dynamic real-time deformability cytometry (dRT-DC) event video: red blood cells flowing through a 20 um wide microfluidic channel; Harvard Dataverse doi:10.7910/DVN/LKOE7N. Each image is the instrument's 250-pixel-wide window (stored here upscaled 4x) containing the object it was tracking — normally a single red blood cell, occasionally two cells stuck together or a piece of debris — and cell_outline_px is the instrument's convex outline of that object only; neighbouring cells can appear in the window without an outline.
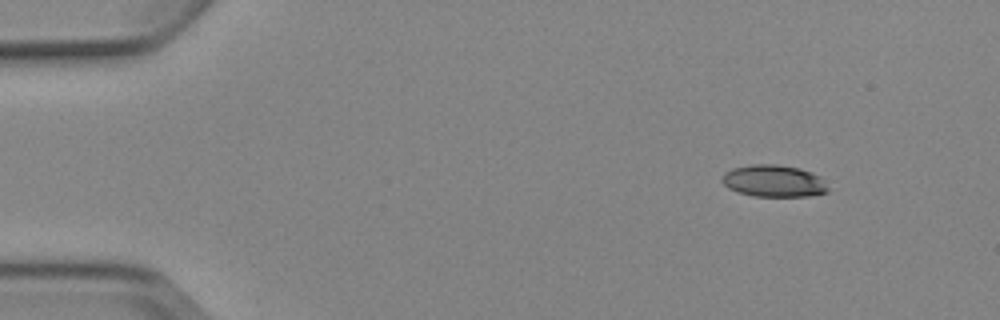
{"species": "Egyptian fruit bat (a non-hibernating species)", "species_latin": "Rousettus aegyptiacus", "temperature_condition": "cold", "stored_images_in_passage": 6, "camera_frame_rate_fps": 3000, "um_per_image_px": 0.085, "animal": {"sex": "female"}, "frame": {"image": 1, "passage_image": 1, "time_ms": 0.0, "image_size_px": [1000, 320], "cell_outline_px": [[828, 192], [808, 196], [752, 196], [736, 192], [728, 188], [720, 180], [724, 172], [732, 168], [752, 164], [776, 164], [800, 168], [812, 172], [820, 176], [824, 180], [828, 188]], "centroid_in_image_um": [65.75, 15.38], "position_along_channel_um": 19.2, "area_um2": 20.0}}
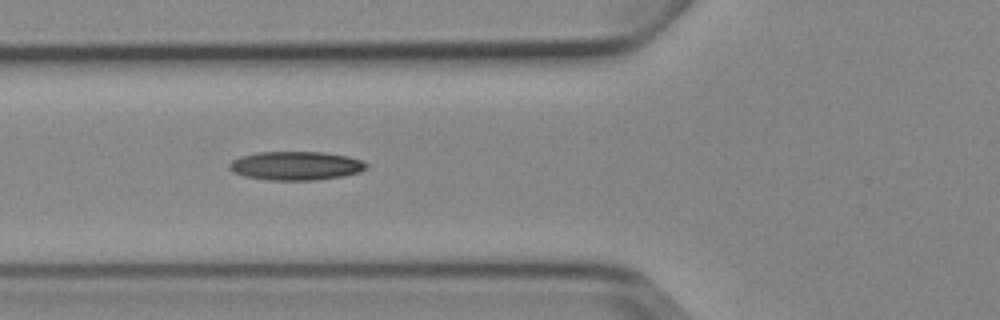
{"frame": {"image": 2, "passage_image": 5, "time_ms": 4.667, "image_size_px": [1000, 320], "cell_outline_px": [[368, 168], [360, 172], [340, 176], [312, 180], [268, 180], [244, 176], [228, 168], [228, 164], [232, 160], [240, 156], [256, 152], [324, 152], [348, 156], [360, 160], [368, 164]], "centroid_in_image_um": [25.14, 14.08], "position_along_channel_um": 100.7, "area_um2": 22.89}}
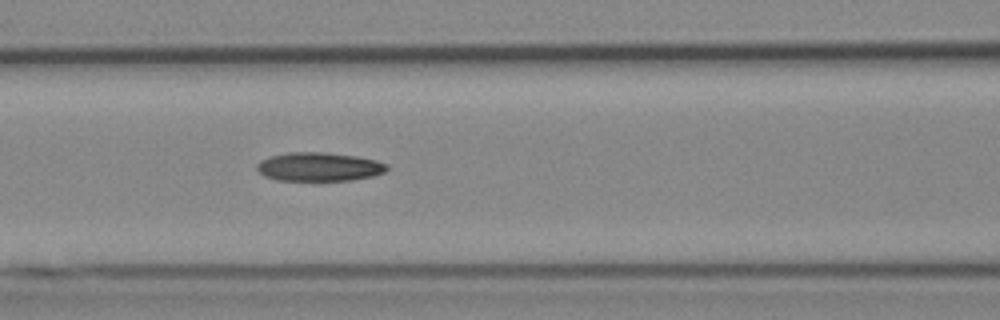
{"frame": {"image": 3, "passage_image": 6, "time_ms": 5.667, "image_size_px": [1000, 320], "cell_outline_px": [[388, 168], [384, 172], [372, 176], [352, 180], [276, 180], [264, 176], [256, 168], [256, 164], [260, 160], [268, 156], [288, 152], [324, 152], [356, 156], [376, 160], [388, 164]], "centroid_in_image_um": [27.09, 14.17], "position_along_channel_um": 139.5, "area_um2": 21.85}}